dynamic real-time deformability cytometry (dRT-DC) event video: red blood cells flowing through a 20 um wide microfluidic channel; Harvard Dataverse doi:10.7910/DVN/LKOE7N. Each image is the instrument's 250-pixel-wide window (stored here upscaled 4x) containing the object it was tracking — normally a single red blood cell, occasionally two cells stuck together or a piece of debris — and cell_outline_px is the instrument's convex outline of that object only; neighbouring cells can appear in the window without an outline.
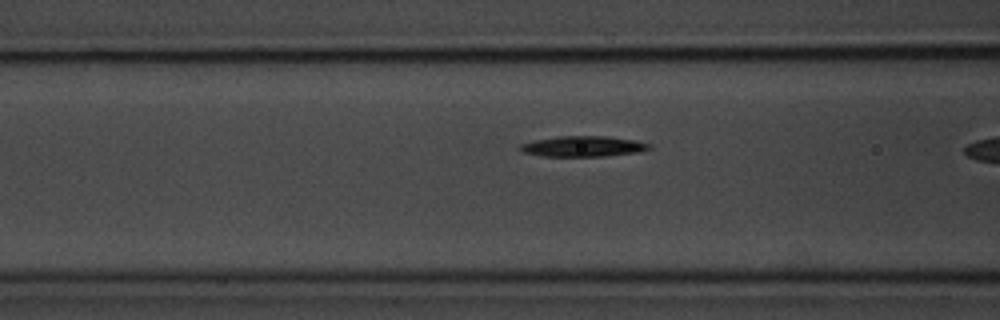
{"species": "common noctule bat (a hibernating species)", "species_latin": "Nyctalus noctula", "temperature_condition": "room temperature", "stored_images_in_passage": 31, "camera_frame_rate_fps": 3000, "um_per_image_px": 0.085, "animal": {"sex": "male", "body_mass_g": 20.1, "forearm_length_mm": 53.5}, "frame": {"image": 1, "passage_image": 10, "time_ms": 3.0, "image_size_px": [1000, 320], "cell_outline_px": [[652, 148], [640, 152], [604, 156], [544, 156], [520, 152], [516, 148], [520, 144], [536, 140], [556, 136], [608, 136], [636, 140], [652, 144]], "centroid_in_image_um": [49.57, 12.44], "position_along_channel_um": 117.0, "area_um2": 15.72}}